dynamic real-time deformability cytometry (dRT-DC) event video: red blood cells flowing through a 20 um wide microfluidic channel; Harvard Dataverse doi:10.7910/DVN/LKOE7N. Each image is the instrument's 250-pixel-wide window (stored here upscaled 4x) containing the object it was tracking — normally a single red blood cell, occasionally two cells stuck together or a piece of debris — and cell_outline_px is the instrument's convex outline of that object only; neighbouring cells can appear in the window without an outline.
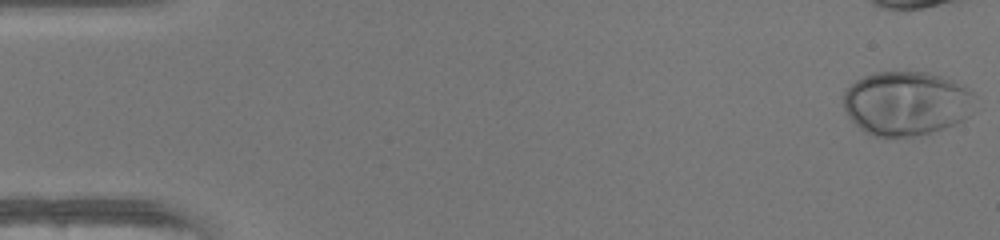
{"species": "human", "species_latin": "Homo sapiens", "temperature_condition": "warm", "stored_images_in_passage": 38, "camera_frame_rate_fps": 3000, "um_per_image_px": 0.085, "donor": {"sex": "female"}, "frame": {"image": 1, "passage_image": 1, "time_ms": 0.0, "image_size_px": [1000, 240], "cell_outline_px": [[976, 96], [972, 112], [964, 120], [956, 124], [944, 128], [912, 136], [876, 136], [864, 132], [848, 116], [844, 108], [844, 92], [856, 80], [872, 72], [928, 72], [964, 84]], "centroid_in_image_um": [77.08, 8.77], "position_along_channel_um": 7.9, "area_um2": 49.3}}